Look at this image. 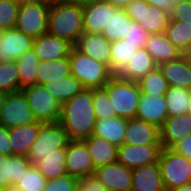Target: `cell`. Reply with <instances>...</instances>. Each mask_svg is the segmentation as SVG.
<instances>
[{
	"label": "cell",
	"instance_id": "obj_1",
	"mask_svg": "<svg viewBox=\"0 0 191 191\" xmlns=\"http://www.w3.org/2000/svg\"><path fill=\"white\" fill-rule=\"evenodd\" d=\"M97 118L93 108V89H84L61 104L60 124L69 140H84L93 134Z\"/></svg>",
	"mask_w": 191,
	"mask_h": 191
},
{
	"label": "cell",
	"instance_id": "obj_2",
	"mask_svg": "<svg viewBox=\"0 0 191 191\" xmlns=\"http://www.w3.org/2000/svg\"><path fill=\"white\" fill-rule=\"evenodd\" d=\"M47 32L75 45L83 31V4L64 2L50 5Z\"/></svg>",
	"mask_w": 191,
	"mask_h": 191
},
{
	"label": "cell",
	"instance_id": "obj_3",
	"mask_svg": "<svg viewBox=\"0 0 191 191\" xmlns=\"http://www.w3.org/2000/svg\"><path fill=\"white\" fill-rule=\"evenodd\" d=\"M68 59L71 75L75 76L85 89H102L114 76L105 64L79 52L75 47Z\"/></svg>",
	"mask_w": 191,
	"mask_h": 191
},
{
	"label": "cell",
	"instance_id": "obj_4",
	"mask_svg": "<svg viewBox=\"0 0 191 191\" xmlns=\"http://www.w3.org/2000/svg\"><path fill=\"white\" fill-rule=\"evenodd\" d=\"M103 88L108 93L116 116L125 119L136 117L141 96L138 82L127 81L114 75Z\"/></svg>",
	"mask_w": 191,
	"mask_h": 191
},
{
	"label": "cell",
	"instance_id": "obj_5",
	"mask_svg": "<svg viewBox=\"0 0 191 191\" xmlns=\"http://www.w3.org/2000/svg\"><path fill=\"white\" fill-rule=\"evenodd\" d=\"M69 138L60 122L41 123L37 138L31 145L27 158L31 166L38 167L54 150L67 146Z\"/></svg>",
	"mask_w": 191,
	"mask_h": 191
},
{
	"label": "cell",
	"instance_id": "obj_6",
	"mask_svg": "<svg viewBox=\"0 0 191 191\" xmlns=\"http://www.w3.org/2000/svg\"><path fill=\"white\" fill-rule=\"evenodd\" d=\"M166 191L190 182L191 161L171 148H162L158 161Z\"/></svg>",
	"mask_w": 191,
	"mask_h": 191
},
{
	"label": "cell",
	"instance_id": "obj_7",
	"mask_svg": "<svg viewBox=\"0 0 191 191\" xmlns=\"http://www.w3.org/2000/svg\"><path fill=\"white\" fill-rule=\"evenodd\" d=\"M25 94L36 121L41 123L59 122L61 103L41 84H34L21 89Z\"/></svg>",
	"mask_w": 191,
	"mask_h": 191
},
{
	"label": "cell",
	"instance_id": "obj_8",
	"mask_svg": "<svg viewBox=\"0 0 191 191\" xmlns=\"http://www.w3.org/2000/svg\"><path fill=\"white\" fill-rule=\"evenodd\" d=\"M50 5L39 1L20 4L15 28L33 38L47 32Z\"/></svg>",
	"mask_w": 191,
	"mask_h": 191
},
{
	"label": "cell",
	"instance_id": "obj_9",
	"mask_svg": "<svg viewBox=\"0 0 191 191\" xmlns=\"http://www.w3.org/2000/svg\"><path fill=\"white\" fill-rule=\"evenodd\" d=\"M124 10L149 34L165 33L170 21L169 13L149 5L145 0H132Z\"/></svg>",
	"mask_w": 191,
	"mask_h": 191
},
{
	"label": "cell",
	"instance_id": "obj_10",
	"mask_svg": "<svg viewBox=\"0 0 191 191\" xmlns=\"http://www.w3.org/2000/svg\"><path fill=\"white\" fill-rule=\"evenodd\" d=\"M37 122L22 90L8 93L0 111V124L6 128Z\"/></svg>",
	"mask_w": 191,
	"mask_h": 191
},
{
	"label": "cell",
	"instance_id": "obj_11",
	"mask_svg": "<svg viewBox=\"0 0 191 191\" xmlns=\"http://www.w3.org/2000/svg\"><path fill=\"white\" fill-rule=\"evenodd\" d=\"M66 170L71 176L81 179L94 175L92 157L83 140H69L66 146Z\"/></svg>",
	"mask_w": 191,
	"mask_h": 191
},
{
	"label": "cell",
	"instance_id": "obj_12",
	"mask_svg": "<svg viewBox=\"0 0 191 191\" xmlns=\"http://www.w3.org/2000/svg\"><path fill=\"white\" fill-rule=\"evenodd\" d=\"M162 148V145L122 144L117 161L130 169L158 163Z\"/></svg>",
	"mask_w": 191,
	"mask_h": 191
},
{
	"label": "cell",
	"instance_id": "obj_13",
	"mask_svg": "<svg viewBox=\"0 0 191 191\" xmlns=\"http://www.w3.org/2000/svg\"><path fill=\"white\" fill-rule=\"evenodd\" d=\"M94 175L108 191H131L132 169L118 161L96 168Z\"/></svg>",
	"mask_w": 191,
	"mask_h": 191
},
{
	"label": "cell",
	"instance_id": "obj_14",
	"mask_svg": "<svg viewBox=\"0 0 191 191\" xmlns=\"http://www.w3.org/2000/svg\"><path fill=\"white\" fill-rule=\"evenodd\" d=\"M34 38L16 28L1 30L0 62L18 59L26 51L32 49Z\"/></svg>",
	"mask_w": 191,
	"mask_h": 191
},
{
	"label": "cell",
	"instance_id": "obj_15",
	"mask_svg": "<svg viewBox=\"0 0 191 191\" xmlns=\"http://www.w3.org/2000/svg\"><path fill=\"white\" fill-rule=\"evenodd\" d=\"M74 45L48 32L34 38L33 47L39 61L68 58Z\"/></svg>",
	"mask_w": 191,
	"mask_h": 191
},
{
	"label": "cell",
	"instance_id": "obj_16",
	"mask_svg": "<svg viewBox=\"0 0 191 191\" xmlns=\"http://www.w3.org/2000/svg\"><path fill=\"white\" fill-rule=\"evenodd\" d=\"M123 144L162 145L160 128L136 117L127 119Z\"/></svg>",
	"mask_w": 191,
	"mask_h": 191
},
{
	"label": "cell",
	"instance_id": "obj_17",
	"mask_svg": "<svg viewBox=\"0 0 191 191\" xmlns=\"http://www.w3.org/2000/svg\"><path fill=\"white\" fill-rule=\"evenodd\" d=\"M74 47L87 56L105 64L110 69L111 43L100 33L83 32Z\"/></svg>",
	"mask_w": 191,
	"mask_h": 191
},
{
	"label": "cell",
	"instance_id": "obj_18",
	"mask_svg": "<svg viewBox=\"0 0 191 191\" xmlns=\"http://www.w3.org/2000/svg\"><path fill=\"white\" fill-rule=\"evenodd\" d=\"M110 20V3L105 0H93L83 4V31L100 33Z\"/></svg>",
	"mask_w": 191,
	"mask_h": 191
},
{
	"label": "cell",
	"instance_id": "obj_19",
	"mask_svg": "<svg viewBox=\"0 0 191 191\" xmlns=\"http://www.w3.org/2000/svg\"><path fill=\"white\" fill-rule=\"evenodd\" d=\"M168 117L164 95L142 94L139 99L136 118L151 123L159 128Z\"/></svg>",
	"mask_w": 191,
	"mask_h": 191
},
{
	"label": "cell",
	"instance_id": "obj_20",
	"mask_svg": "<svg viewBox=\"0 0 191 191\" xmlns=\"http://www.w3.org/2000/svg\"><path fill=\"white\" fill-rule=\"evenodd\" d=\"M144 49L151 55L157 66L184 55L168 40L165 33L150 34L145 42Z\"/></svg>",
	"mask_w": 191,
	"mask_h": 191
},
{
	"label": "cell",
	"instance_id": "obj_21",
	"mask_svg": "<svg viewBox=\"0 0 191 191\" xmlns=\"http://www.w3.org/2000/svg\"><path fill=\"white\" fill-rule=\"evenodd\" d=\"M169 86L191 90V66L184 54L180 58L158 65Z\"/></svg>",
	"mask_w": 191,
	"mask_h": 191
},
{
	"label": "cell",
	"instance_id": "obj_22",
	"mask_svg": "<svg viewBox=\"0 0 191 191\" xmlns=\"http://www.w3.org/2000/svg\"><path fill=\"white\" fill-rule=\"evenodd\" d=\"M131 191H166L158 163L132 169Z\"/></svg>",
	"mask_w": 191,
	"mask_h": 191
},
{
	"label": "cell",
	"instance_id": "obj_23",
	"mask_svg": "<svg viewBox=\"0 0 191 191\" xmlns=\"http://www.w3.org/2000/svg\"><path fill=\"white\" fill-rule=\"evenodd\" d=\"M163 148H171L176 142L191 134V117L188 114L168 116L160 128Z\"/></svg>",
	"mask_w": 191,
	"mask_h": 191
},
{
	"label": "cell",
	"instance_id": "obj_24",
	"mask_svg": "<svg viewBox=\"0 0 191 191\" xmlns=\"http://www.w3.org/2000/svg\"><path fill=\"white\" fill-rule=\"evenodd\" d=\"M30 165L26 156H8L0 153V190L16 184Z\"/></svg>",
	"mask_w": 191,
	"mask_h": 191
},
{
	"label": "cell",
	"instance_id": "obj_25",
	"mask_svg": "<svg viewBox=\"0 0 191 191\" xmlns=\"http://www.w3.org/2000/svg\"><path fill=\"white\" fill-rule=\"evenodd\" d=\"M156 67L157 64L151 55L144 48H138L117 76L127 81L137 82Z\"/></svg>",
	"mask_w": 191,
	"mask_h": 191
},
{
	"label": "cell",
	"instance_id": "obj_26",
	"mask_svg": "<svg viewBox=\"0 0 191 191\" xmlns=\"http://www.w3.org/2000/svg\"><path fill=\"white\" fill-rule=\"evenodd\" d=\"M83 141L86 143L95 169L109 163L117 162L119 147L93 134Z\"/></svg>",
	"mask_w": 191,
	"mask_h": 191
},
{
	"label": "cell",
	"instance_id": "obj_27",
	"mask_svg": "<svg viewBox=\"0 0 191 191\" xmlns=\"http://www.w3.org/2000/svg\"><path fill=\"white\" fill-rule=\"evenodd\" d=\"M127 119L118 116L97 119L94 124L93 135L103 138L111 144L120 147L123 144Z\"/></svg>",
	"mask_w": 191,
	"mask_h": 191
},
{
	"label": "cell",
	"instance_id": "obj_28",
	"mask_svg": "<svg viewBox=\"0 0 191 191\" xmlns=\"http://www.w3.org/2000/svg\"><path fill=\"white\" fill-rule=\"evenodd\" d=\"M39 128L40 122H34L25 126L9 129V138L13 148V155L27 157L32 143L37 138Z\"/></svg>",
	"mask_w": 191,
	"mask_h": 191
},
{
	"label": "cell",
	"instance_id": "obj_29",
	"mask_svg": "<svg viewBox=\"0 0 191 191\" xmlns=\"http://www.w3.org/2000/svg\"><path fill=\"white\" fill-rule=\"evenodd\" d=\"M71 75L68 58L40 61L36 72V84L45 85Z\"/></svg>",
	"mask_w": 191,
	"mask_h": 191
},
{
	"label": "cell",
	"instance_id": "obj_30",
	"mask_svg": "<svg viewBox=\"0 0 191 191\" xmlns=\"http://www.w3.org/2000/svg\"><path fill=\"white\" fill-rule=\"evenodd\" d=\"M132 21L124 9L115 8L110 4V20L102 34L110 43L124 39Z\"/></svg>",
	"mask_w": 191,
	"mask_h": 191
},
{
	"label": "cell",
	"instance_id": "obj_31",
	"mask_svg": "<svg viewBox=\"0 0 191 191\" xmlns=\"http://www.w3.org/2000/svg\"><path fill=\"white\" fill-rule=\"evenodd\" d=\"M165 34L168 40L183 54L191 52V24L188 20H170Z\"/></svg>",
	"mask_w": 191,
	"mask_h": 191
},
{
	"label": "cell",
	"instance_id": "obj_32",
	"mask_svg": "<svg viewBox=\"0 0 191 191\" xmlns=\"http://www.w3.org/2000/svg\"><path fill=\"white\" fill-rule=\"evenodd\" d=\"M44 86L61 104L85 89L82 83L72 75L62 78V80L52 81Z\"/></svg>",
	"mask_w": 191,
	"mask_h": 191
},
{
	"label": "cell",
	"instance_id": "obj_33",
	"mask_svg": "<svg viewBox=\"0 0 191 191\" xmlns=\"http://www.w3.org/2000/svg\"><path fill=\"white\" fill-rule=\"evenodd\" d=\"M138 50V47L121 39L111 42L110 48V71L113 75H118L127 65L128 60Z\"/></svg>",
	"mask_w": 191,
	"mask_h": 191
},
{
	"label": "cell",
	"instance_id": "obj_34",
	"mask_svg": "<svg viewBox=\"0 0 191 191\" xmlns=\"http://www.w3.org/2000/svg\"><path fill=\"white\" fill-rule=\"evenodd\" d=\"M65 159L66 147L54 150L43 159L38 169L47 180L55 179L67 174Z\"/></svg>",
	"mask_w": 191,
	"mask_h": 191
},
{
	"label": "cell",
	"instance_id": "obj_35",
	"mask_svg": "<svg viewBox=\"0 0 191 191\" xmlns=\"http://www.w3.org/2000/svg\"><path fill=\"white\" fill-rule=\"evenodd\" d=\"M15 61L19 69L20 90L36 84V72L40 61L34 50L30 49L26 51Z\"/></svg>",
	"mask_w": 191,
	"mask_h": 191
},
{
	"label": "cell",
	"instance_id": "obj_36",
	"mask_svg": "<svg viewBox=\"0 0 191 191\" xmlns=\"http://www.w3.org/2000/svg\"><path fill=\"white\" fill-rule=\"evenodd\" d=\"M191 90L169 86L165 93V102L168 116H179L187 114L188 101Z\"/></svg>",
	"mask_w": 191,
	"mask_h": 191
},
{
	"label": "cell",
	"instance_id": "obj_37",
	"mask_svg": "<svg viewBox=\"0 0 191 191\" xmlns=\"http://www.w3.org/2000/svg\"><path fill=\"white\" fill-rule=\"evenodd\" d=\"M137 82L141 93L146 95H165L169 87L167 80L158 66Z\"/></svg>",
	"mask_w": 191,
	"mask_h": 191
},
{
	"label": "cell",
	"instance_id": "obj_38",
	"mask_svg": "<svg viewBox=\"0 0 191 191\" xmlns=\"http://www.w3.org/2000/svg\"><path fill=\"white\" fill-rule=\"evenodd\" d=\"M19 90L20 77L16 61L0 62V91L12 93Z\"/></svg>",
	"mask_w": 191,
	"mask_h": 191
},
{
	"label": "cell",
	"instance_id": "obj_39",
	"mask_svg": "<svg viewBox=\"0 0 191 191\" xmlns=\"http://www.w3.org/2000/svg\"><path fill=\"white\" fill-rule=\"evenodd\" d=\"M47 179L41 174L38 167L29 166L16 185L23 191H44Z\"/></svg>",
	"mask_w": 191,
	"mask_h": 191
},
{
	"label": "cell",
	"instance_id": "obj_40",
	"mask_svg": "<svg viewBox=\"0 0 191 191\" xmlns=\"http://www.w3.org/2000/svg\"><path fill=\"white\" fill-rule=\"evenodd\" d=\"M93 108L97 119H107L116 116L108 93L104 88L93 89Z\"/></svg>",
	"mask_w": 191,
	"mask_h": 191
},
{
	"label": "cell",
	"instance_id": "obj_41",
	"mask_svg": "<svg viewBox=\"0 0 191 191\" xmlns=\"http://www.w3.org/2000/svg\"><path fill=\"white\" fill-rule=\"evenodd\" d=\"M19 6L15 0H0V30L15 28Z\"/></svg>",
	"mask_w": 191,
	"mask_h": 191
},
{
	"label": "cell",
	"instance_id": "obj_42",
	"mask_svg": "<svg viewBox=\"0 0 191 191\" xmlns=\"http://www.w3.org/2000/svg\"><path fill=\"white\" fill-rule=\"evenodd\" d=\"M79 179L68 173L55 179L47 180L44 191H74Z\"/></svg>",
	"mask_w": 191,
	"mask_h": 191
},
{
	"label": "cell",
	"instance_id": "obj_43",
	"mask_svg": "<svg viewBox=\"0 0 191 191\" xmlns=\"http://www.w3.org/2000/svg\"><path fill=\"white\" fill-rule=\"evenodd\" d=\"M149 35L150 34L139 23L132 21L129 25L128 34L124 39L128 40L131 44L136 45L138 48H144Z\"/></svg>",
	"mask_w": 191,
	"mask_h": 191
},
{
	"label": "cell",
	"instance_id": "obj_44",
	"mask_svg": "<svg viewBox=\"0 0 191 191\" xmlns=\"http://www.w3.org/2000/svg\"><path fill=\"white\" fill-rule=\"evenodd\" d=\"M170 20H188L191 24V0H182L173 7L170 13Z\"/></svg>",
	"mask_w": 191,
	"mask_h": 191
},
{
	"label": "cell",
	"instance_id": "obj_45",
	"mask_svg": "<svg viewBox=\"0 0 191 191\" xmlns=\"http://www.w3.org/2000/svg\"><path fill=\"white\" fill-rule=\"evenodd\" d=\"M171 149L191 161V134L176 142Z\"/></svg>",
	"mask_w": 191,
	"mask_h": 191
},
{
	"label": "cell",
	"instance_id": "obj_46",
	"mask_svg": "<svg viewBox=\"0 0 191 191\" xmlns=\"http://www.w3.org/2000/svg\"><path fill=\"white\" fill-rule=\"evenodd\" d=\"M0 153L13 156V148L10 143L9 129L0 124Z\"/></svg>",
	"mask_w": 191,
	"mask_h": 191
},
{
	"label": "cell",
	"instance_id": "obj_47",
	"mask_svg": "<svg viewBox=\"0 0 191 191\" xmlns=\"http://www.w3.org/2000/svg\"><path fill=\"white\" fill-rule=\"evenodd\" d=\"M149 5L153 7L161 8L167 13H171L173 7H175L182 0H145Z\"/></svg>",
	"mask_w": 191,
	"mask_h": 191
},
{
	"label": "cell",
	"instance_id": "obj_48",
	"mask_svg": "<svg viewBox=\"0 0 191 191\" xmlns=\"http://www.w3.org/2000/svg\"><path fill=\"white\" fill-rule=\"evenodd\" d=\"M89 185L90 191H108L95 177V175H90L83 178Z\"/></svg>",
	"mask_w": 191,
	"mask_h": 191
},
{
	"label": "cell",
	"instance_id": "obj_49",
	"mask_svg": "<svg viewBox=\"0 0 191 191\" xmlns=\"http://www.w3.org/2000/svg\"><path fill=\"white\" fill-rule=\"evenodd\" d=\"M110 3L113 7L118 9H124L127 4H129L132 0H105Z\"/></svg>",
	"mask_w": 191,
	"mask_h": 191
},
{
	"label": "cell",
	"instance_id": "obj_50",
	"mask_svg": "<svg viewBox=\"0 0 191 191\" xmlns=\"http://www.w3.org/2000/svg\"><path fill=\"white\" fill-rule=\"evenodd\" d=\"M74 191H90V185L83 179H79V183L75 187Z\"/></svg>",
	"mask_w": 191,
	"mask_h": 191
},
{
	"label": "cell",
	"instance_id": "obj_51",
	"mask_svg": "<svg viewBox=\"0 0 191 191\" xmlns=\"http://www.w3.org/2000/svg\"><path fill=\"white\" fill-rule=\"evenodd\" d=\"M170 191H191V183H185L179 187H176Z\"/></svg>",
	"mask_w": 191,
	"mask_h": 191
},
{
	"label": "cell",
	"instance_id": "obj_52",
	"mask_svg": "<svg viewBox=\"0 0 191 191\" xmlns=\"http://www.w3.org/2000/svg\"><path fill=\"white\" fill-rule=\"evenodd\" d=\"M37 1L42 2V3H46L48 5L68 2V0H37Z\"/></svg>",
	"mask_w": 191,
	"mask_h": 191
},
{
	"label": "cell",
	"instance_id": "obj_53",
	"mask_svg": "<svg viewBox=\"0 0 191 191\" xmlns=\"http://www.w3.org/2000/svg\"><path fill=\"white\" fill-rule=\"evenodd\" d=\"M0 191H23L21 188H19L16 184H12L10 186H8L5 189H2Z\"/></svg>",
	"mask_w": 191,
	"mask_h": 191
},
{
	"label": "cell",
	"instance_id": "obj_54",
	"mask_svg": "<svg viewBox=\"0 0 191 191\" xmlns=\"http://www.w3.org/2000/svg\"><path fill=\"white\" fill-rule=\"evenodd\" d=\"M7 94L8 93L0 91V111H1V109L3 107V105H4Z\"/></svg>",
	"mask_w": 191,
	"mask_h": 191
},
{
	"label": "cell",
	"instance_id": "obj_55",
	"mask_svg": "<svg viewBox=\"0 0 191 191\" xmlns=\"http://www.w3.org/2000/svg\"><path fill=\"white\" fill-rule=\"evenodd\" d=\"M187 114L191 117V93L188 101Z\"/></svg>",
	"mask_w": 191,
	"mask_h": 191
},
{
	"label": "cell",
	"instance_id": "obj_56",
	"mask_svg": "<svg viewBox=\"0 0 191 191\" xmlns=\"http://www.w3.org/2000/svg\"><path fill=\"white\" fill-rule=\"evenodd\" d=\"M91 1L93 0H68V2H75V3H81V4L91 2Z\"/></svg>",
	"mask_w": 191,
	"mask_h": 191
},
{
	"label": "cell",
	"instance_id": "obj_57",
	"mask_svg": "<svg viewBox=\"0 0 191 191\" xmlns=\"http://www.w3.org/2000/svg\"><path fill=\"white\" fill-rule=\"evenodd\" d=\"M16 2L20 3V4H24V3H30L33 1H37V0H15Z\"/></svg>",
	"mask_w": 191,
	"mask_h": 191
},
{
	"label": "cell",
	"instance_id": "obj_58",
	"mask_svg": "<svg viewBox=\"0 0 191 191\" xmlns=\"http://www.w3.org/2000/svg\"><path fill=\"white\" fill-rule=\"evenodd\" d=\"M187 58H188V60H189V62H190V66H191V52H190V53H187Z\"/></svg>",
	"mask_w": 191,
	"mask_h": 191
}]
</instances>
